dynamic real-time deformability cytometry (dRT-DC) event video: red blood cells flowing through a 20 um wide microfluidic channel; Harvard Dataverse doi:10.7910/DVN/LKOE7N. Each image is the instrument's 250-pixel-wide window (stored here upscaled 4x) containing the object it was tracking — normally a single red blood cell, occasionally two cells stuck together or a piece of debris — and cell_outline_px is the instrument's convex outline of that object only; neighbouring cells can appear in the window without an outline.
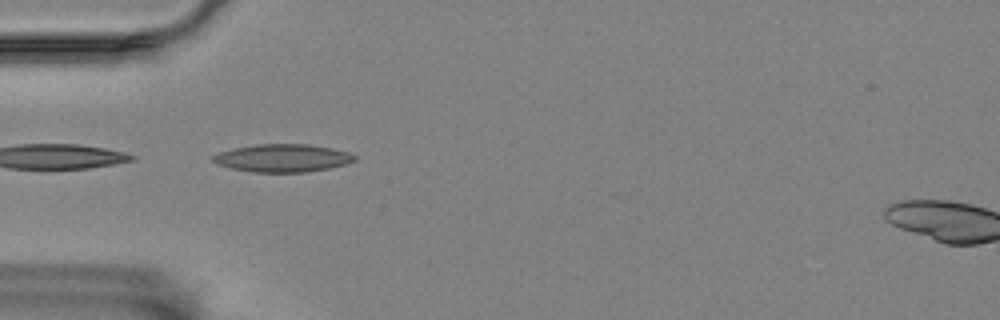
{"species": "Egyptian fruit bat (a non-hibernating species)", "species_latin": "Rousettus aegyptiacus", "temperature_condition": "room temperature", "stored_images_in_passage": 3, "camera_frame_rate_fps": 3000, "um_per_image_px": 0.085, "animal": {"sex": "female"}, "frame": {"image": 1, "passage_image": 2, "time_ms": 1.0, "image_size_px": [1000, 320], "cell_outline_px": [[356, 160], [344, 164], [328, 168], [304, 172], [252, 172], [232, 168], [216, 164], [212, 160], [212, 156], [220, 152], [232, 148], [256, 144], [308, 144], [332, 148], [348, 152], [356, 156]], "centroid_in_image_um": [24.0, 13.43], "position_along_channel_um": 61.0, "area_um2": 22.89}}